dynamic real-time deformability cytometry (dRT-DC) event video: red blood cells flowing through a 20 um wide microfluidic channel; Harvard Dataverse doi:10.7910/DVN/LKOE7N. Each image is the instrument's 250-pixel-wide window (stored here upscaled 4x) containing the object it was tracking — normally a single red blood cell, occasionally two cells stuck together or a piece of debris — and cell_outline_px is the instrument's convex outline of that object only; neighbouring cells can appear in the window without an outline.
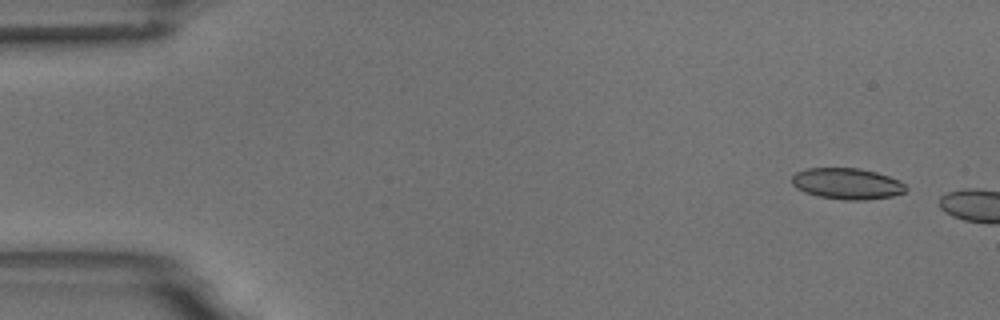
{"species": "common noctule bat (a hibernating species)", "species_latin": "Nyctalus noctula", "temperature_condition": "room temperature", "stored_images_in_passage": 2, "camera_frame_rate_fps": 3000, "um_per_image_px": 0.085, "animal": {"sex": "male", "body_mass_g": 18.8}, "frame": {"image": 1, "passage_image": 1, "time_ms": 0.0, "image_size_px": [1000, 320], "cell_outline_px": [[908, 188], [904, 192], [892, 196], [864, 200], [844, 200], [820, 196], [804, 192], [796, 188], [792, 184], [792, 176], [796, 172], [804, 168], [860, 168], [876, 172], [900, 180]], "centroid_in_image_um": [71.99, 15.6], "position_along_channel_um": 13.0, "area_um2": 20.75}}